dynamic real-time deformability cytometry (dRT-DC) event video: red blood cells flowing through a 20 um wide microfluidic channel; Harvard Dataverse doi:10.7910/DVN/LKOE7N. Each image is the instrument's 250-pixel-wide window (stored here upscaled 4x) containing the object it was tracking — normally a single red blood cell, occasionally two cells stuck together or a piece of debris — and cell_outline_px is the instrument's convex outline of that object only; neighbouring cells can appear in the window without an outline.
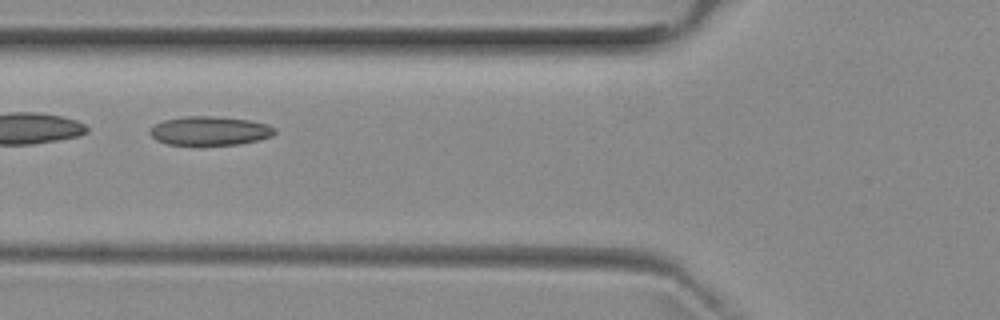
{"species": "common noctule bat (a hibernating species)", "species_latin": "Nyctalus noctula", "temperature_condition": "room temperature", "stored_images_in_passage": 6, "camera_frame_rate_fps": 3000, "um_per_image_px": 0.085, "animal": {"sex": "female", "body_mass_g": 29.2, "forearm_length_mm": 56.3}, "frame": {"image": 1, "passage_image": 4, "time_ms": 3.333, "image_size_px": [1000, 320], "cell_outline_px": [[276, 132], [272, 136], [256, 140], [236, 144], [168, 144], [156, 140], [148, 132], [148, 128], [164, 120], [184, 116], [216, 116], [248, 120], [268, 124], [276, 128]], "centroid_in_image_um": [17.81, 11.1], "position_along_channel_um": 108.0, "area_um2": 20.87}}
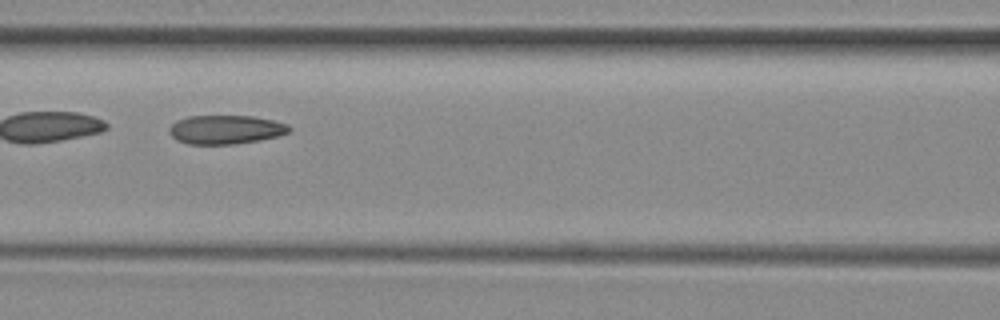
{"frame": {"image": 2, "passage_image": 5, "time_ms": 4.333, "image_size_px": [1000, 320], "cell_outline_px": [[292, 128], [288, 132], [276, 136], [260, 140], [232, 144], [188, 144], [176, 140], [168, 132], [168, 128], [176, 120], [188, 116], [252, 116], [272, 120], [288, 124]], "centroid_in_image_um": [19.14, 11.01], "position_along_channel_um": 147.5, "area_um2": 20.17}}
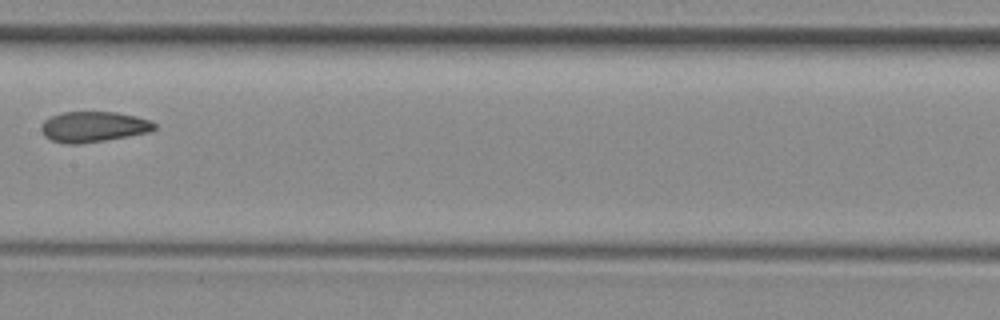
{"frame": {"image": 3, "passage_image": 6, "time_ms": 5.667, "image_size_px": [1000, 320], "cell_outline_px": [[156, 128], [148, 132], [104, 140], [76, 144], [68, 144], [52, 140], [44, 136], [40, 132], [40, 128], [44, 120], [52, 116], [64, 112], [116, 112], [136, 116], [152, 120], [156, 124]], "centroid_in_image_um": [7.93, 10.77], "position_along_channel_um": 199.5, "area_um2": 20.06}}